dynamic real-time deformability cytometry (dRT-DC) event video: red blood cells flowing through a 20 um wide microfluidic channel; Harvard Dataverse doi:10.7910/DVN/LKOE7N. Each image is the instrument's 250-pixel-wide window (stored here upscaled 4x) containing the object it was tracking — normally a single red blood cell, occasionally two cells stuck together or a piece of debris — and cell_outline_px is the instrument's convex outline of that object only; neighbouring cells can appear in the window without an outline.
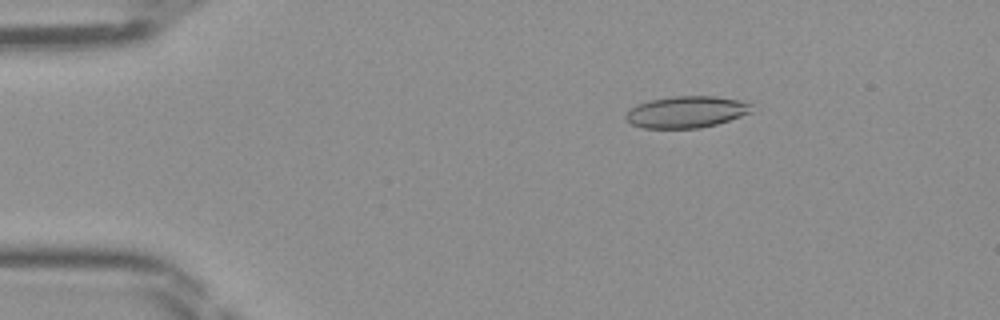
{"species": "Egyptian fruit bat (a non-hibernating species)", "species_latin": "Rousettus aegyptiacus", "temperature_condition": "room temperature", "stored_images_in_passage": 34, "camera_frame_rate_fps": 3000, "um_per_image_px": 0.085, "frame": {"image": 1, "passage_image": 8, "time_ms": 2.333, "image_size_px": [1000, 320], "cell_outline_px": [[752, 112], [716, 124], [700, 128], [644, 128], [632, 124], [624, 116], [636, 104], [648, 100], [676, 96], [716, 96], [736, 100], [752, 104]], "centroid_in_image_um": [58.33, 9.51], "position_along_channel_um": 26.7, "area_um2": 23.0}}
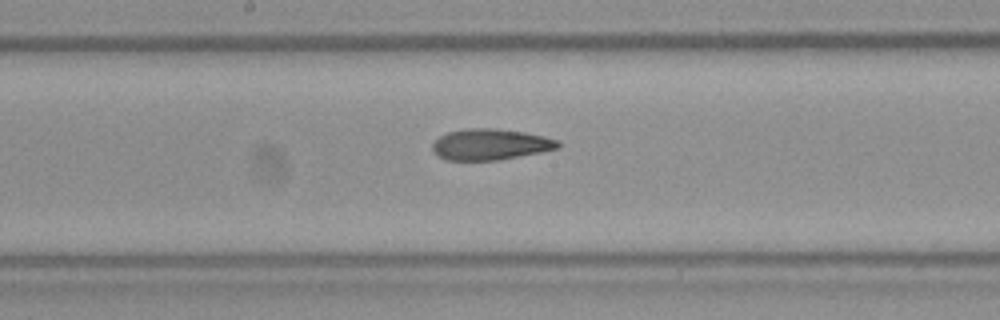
{"frame": {"image": 2, "passage_image": 25, "time_ms": 8.0, "image_size_px": [1000, 320], "cell_outline_px": [[560, 148], [500, 160], [444, 160], [432, 152], [432, 144], [440, 136], [448, 132], [464, 128], [496, 128], [524, 132], [544, 136], [560, 140]], "centroid_in_image_um": [41.68, 12.27], "position_along_channel_um": 206.5, "area_um2": 22.95}}
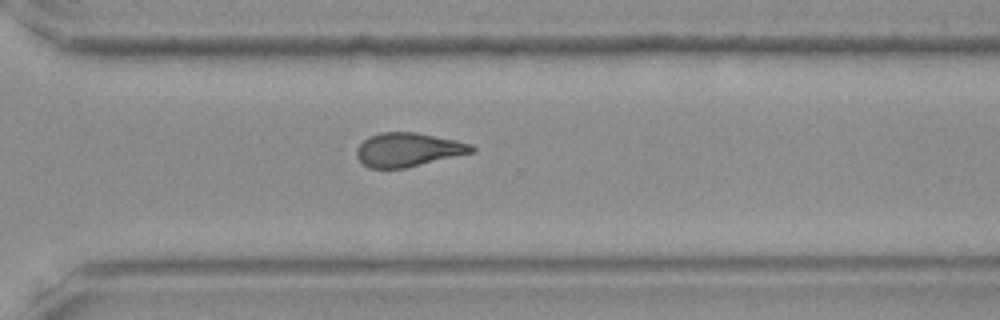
{"frame": {"image": 3, "passage_image": 34, "time_ms": 11.0, "image_size_px": [1000, 320], "cell_outline_px": [[476, 152], [404, 168], [368, 168], [356, 156], [356, 148], [368, 136], [380, 132], [416, 132], [456, 140], [472, 144], [476, 148]], "centroid_in_image_um": [34.7, 12.72], "position_along_channel_um": 335.9, "area_um2": 22.77}}